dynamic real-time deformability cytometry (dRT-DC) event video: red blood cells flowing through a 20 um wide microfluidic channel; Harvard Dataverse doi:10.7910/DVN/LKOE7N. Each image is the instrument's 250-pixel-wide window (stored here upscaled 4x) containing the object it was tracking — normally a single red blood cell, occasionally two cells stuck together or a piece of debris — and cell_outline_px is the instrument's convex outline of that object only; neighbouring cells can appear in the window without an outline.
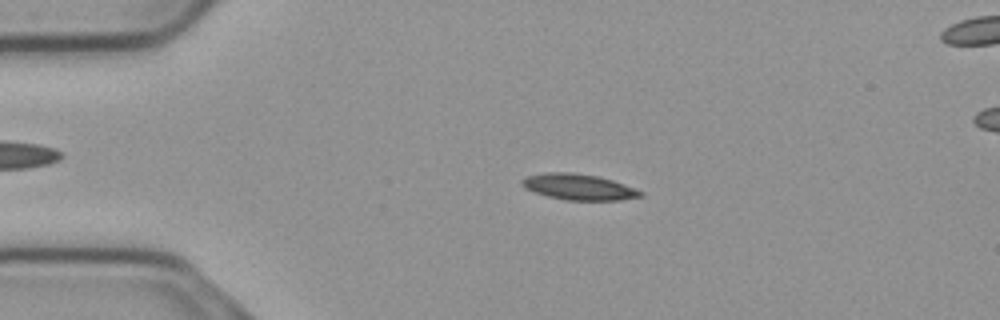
{"species": "common noctule bat (a hibernating species)", "species_latin": "Nyctalus noctula", "temperature_condition": "cold", "stored_images_in_passage": 54, "camera_frame_rate_fps": 3000, "um_per_image_px": 0.085, "animal": {"sex": "male", "body_mass_g": 23.1, "forearm_length_mm": 52.7}, "frame": {"image": 1, "passage_image": 11, "time_ms": 3.333, "image_size_px": [1000, 320], "cell_outline_px": [[644, 196], [620, 200], [568, 200], [548, 196], [524, 188], [520, 184], [520, 180], [528, 176], [544, 172], [572, 172], [596, 176], [612, 180], [624, 184], [644, 192]], "centroid_in_image_um": [49.18, 15.88], "position_along_channel_um": 35.8, "area_um2": 17.86}}
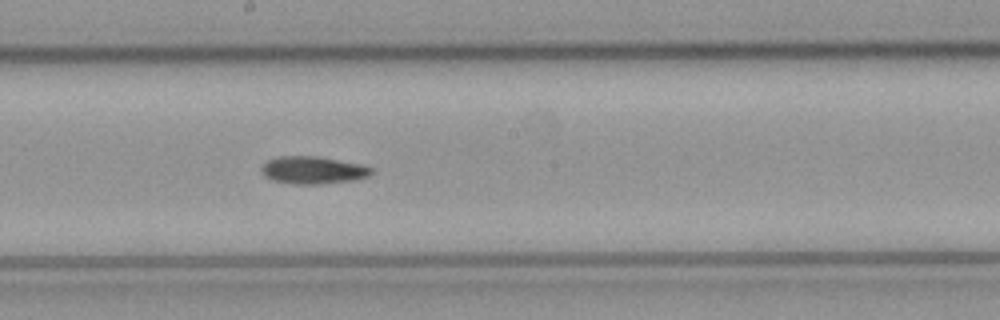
{"frame": {"image": 2, "passage_image": 29, "time_ms": 9.333, "image_size_px": [1000, 320], "cell_outline_px": [[372, 172], [368, 176], [356, 180], [316, 184], [296, 184], [272, 180], [264, 176], [260, 168], [268, 160], [276, 156], [320, 156], [360, 164], [372, 168]], "centroid_in_image_um": [26.59, 14.45], "position_along_channel_um": 221.6, "area_um2": 17.63}}
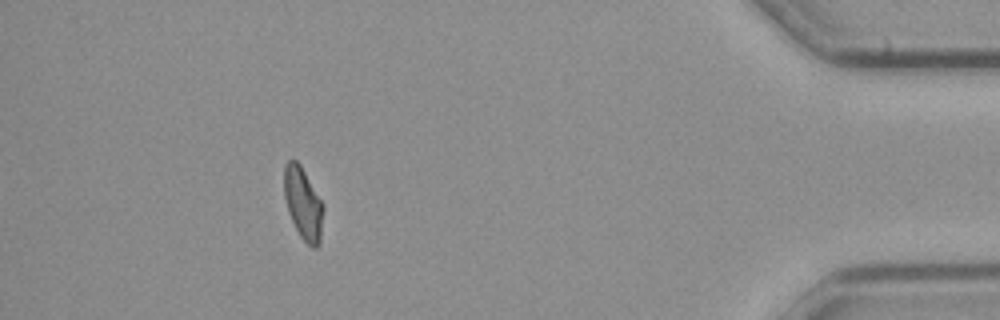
{"frame": {"image": 3, "passage_image": 49, "time_ms": 16.0, "image_size_px": [1000, 320], "cell_outline_px": [[324, 208], [320, 244], [316, 248], [312, 248], [300, 236], [288, 212], [284, 196], [284, 164], [288, 160], [296, 160], [300, 164], [324, 204]], "centroid_in_image_um": [25.78, 17.3], "position_along_channel_um": 409.4, "area_um2": 16.59}, "authors_computed_cell_mechanics": {"area_um2": 17.1088, "velocity_mm_per_s": 3.7124, "shape_relaxation_time_tau1_ms": 10.762, "shape_relaxation_time_tau2_ms": null, "deformation_change_tau1": 0.2073, "deformation_change_tau2": null}}